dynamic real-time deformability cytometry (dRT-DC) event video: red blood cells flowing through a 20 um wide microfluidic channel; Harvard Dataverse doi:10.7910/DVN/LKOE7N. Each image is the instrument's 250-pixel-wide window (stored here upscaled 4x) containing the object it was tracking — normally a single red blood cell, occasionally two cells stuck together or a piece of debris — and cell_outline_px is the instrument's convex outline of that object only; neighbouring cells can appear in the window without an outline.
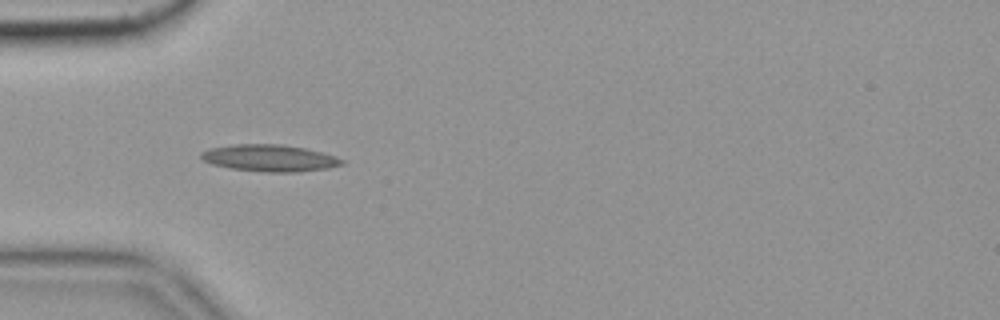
{"species": "common noctule bat (a hibernating species)", "species_latin": "Nyctalus noctula", "temperature_condition": "cold", "stored_images_in_passage": 56, "camera_frame_rate_fps": 3000, "um_per_image_px": 0.085, "animal": {"sex": "female", "body_mass_g": 19.9}, "frame": {"image": 1, "passage_image": 17, "time_ms": 5.333, "image_size_px": [1000, 320], "cell_outline_px": [[344, 164], [328, 168], [300, 172], [268, 172], [232, 168], [212, 164], [204, 160], [200, 156], [200, 152], [208, 148], [236, 144], [280, 144], [304, 148], [336, 156], [344, 160]], "centroid_in_image_um": [22.92, 13.43], "position_along_channel_um": 62.1, "area_um2": 21.91}}